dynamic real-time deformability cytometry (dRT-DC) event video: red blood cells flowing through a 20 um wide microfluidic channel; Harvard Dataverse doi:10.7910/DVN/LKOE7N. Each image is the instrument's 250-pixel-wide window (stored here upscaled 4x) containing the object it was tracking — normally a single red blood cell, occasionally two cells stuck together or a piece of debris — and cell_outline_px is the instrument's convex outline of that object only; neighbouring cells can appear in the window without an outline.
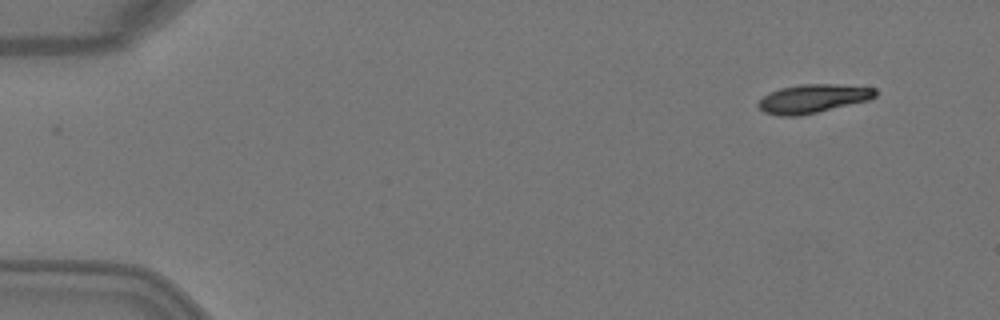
{"species": "Egyptian fruit bat (a non-hibernating species)", "species_latin": "Rousettus aegyptiacus", "temperature_condition": "warm", "stored_images_in_passage": 3, "camera_frame_rate_fps": 3000, "um_per_image_px": 0.085, "animal": {"sex": "female"}, "frame": {"image": 1, "passage_image": 1, "time_ms": 0.0, "image_size_px": [1000, 320], "cell_outline_px": [[876, 96], [868, 100], [800, 116], [780, 116], [764, 112], [756, 104], [768, 92], [780, 88], [800, 84], [836, 84], [876, 88]], "centroid_in_image_um": [69.07, 8.38], "position_along_channel_um": 15.9, "area_um2": 19.48}}